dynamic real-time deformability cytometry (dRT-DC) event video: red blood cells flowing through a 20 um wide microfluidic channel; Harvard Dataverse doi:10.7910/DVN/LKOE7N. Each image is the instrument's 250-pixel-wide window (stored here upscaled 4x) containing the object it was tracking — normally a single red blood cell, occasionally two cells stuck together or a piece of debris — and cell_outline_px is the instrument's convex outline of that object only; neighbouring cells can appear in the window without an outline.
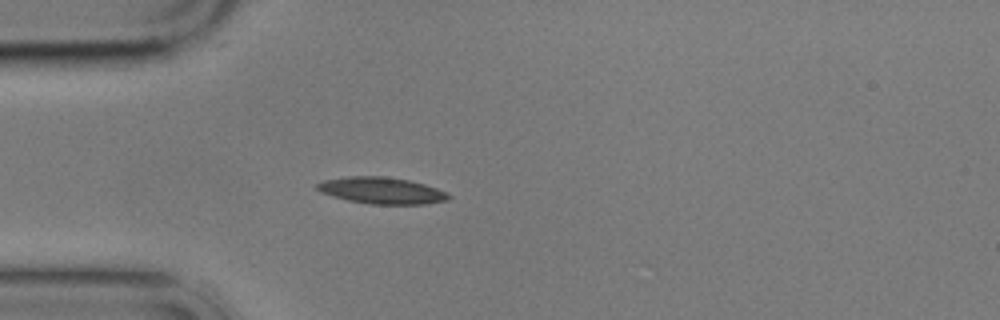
{"species": "common noctule bat (a hibernating species)", "species_latin": "Nyctalus noctula", "temperature_condition": "cold", "stored_images_in_passage": 3, "camera_frame_rate_fps": 3000, "um_per_image_px": 0.085, "animal": {"sex": "male", "body_mass_g": 17.9}, "frame": {"image": 1, "passage_image": 3, "time_ms": 2.333, "image_size_px": [1000, 320], "cell_outline_px": [[452, 196], [448, 200], [424, 204], [372, 204], [348, 200], [332, 196], [320, 192], [316, 188], [316, 184], [324, 180], [348, 176], [384, 176], [408, 180], [424, 184], [436, 188]], "centroid_in_image_um": [32.42, 16.19], "position_along_channel_um": 52.6, "area_um2": 20.23}}